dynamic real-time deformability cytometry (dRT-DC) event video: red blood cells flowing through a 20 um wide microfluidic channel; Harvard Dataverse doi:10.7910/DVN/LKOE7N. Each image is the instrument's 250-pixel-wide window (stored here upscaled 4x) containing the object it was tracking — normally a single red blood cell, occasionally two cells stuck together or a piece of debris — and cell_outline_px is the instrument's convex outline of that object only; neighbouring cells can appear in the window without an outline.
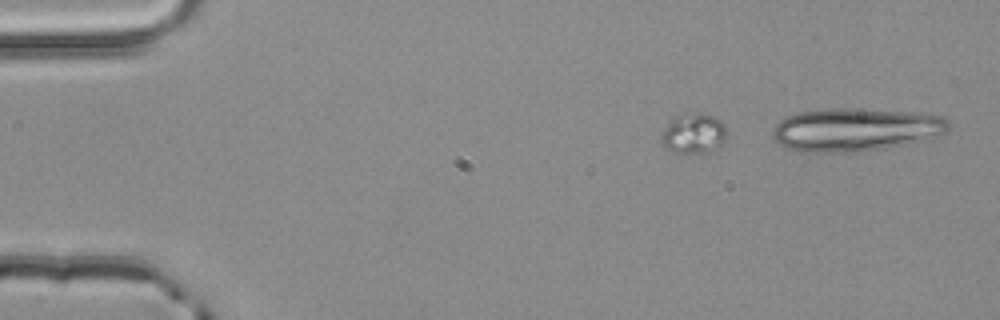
{"species": "common noctule bat (a hibernating species)", "species_latin": "Nyctalus noctula", "temperature_condition": "room temperature", "stored_images_in_passage": 4, "camera_frame_rate_fps": 3000, "um_per_image_px": 0.085, "animal": {"sex": "male", "body_mass_g": 20.4}, "frame": {"image": 1, "passage_image": 1, "time_ms": 0.0, "image_size_px": [1000, 320], "cell_outline_px": [[728, 136], [720, 148], [712, 152], [668, 152], [660, 144], [660, 136], [668, 120], [684, 112], [700, 112], [712, 116], [720, 120], [728, 132]], "centroid_in_image_um": [58.94, 11.34], "position_along_channel_um": 26.1, "area_um2": 16.01}}